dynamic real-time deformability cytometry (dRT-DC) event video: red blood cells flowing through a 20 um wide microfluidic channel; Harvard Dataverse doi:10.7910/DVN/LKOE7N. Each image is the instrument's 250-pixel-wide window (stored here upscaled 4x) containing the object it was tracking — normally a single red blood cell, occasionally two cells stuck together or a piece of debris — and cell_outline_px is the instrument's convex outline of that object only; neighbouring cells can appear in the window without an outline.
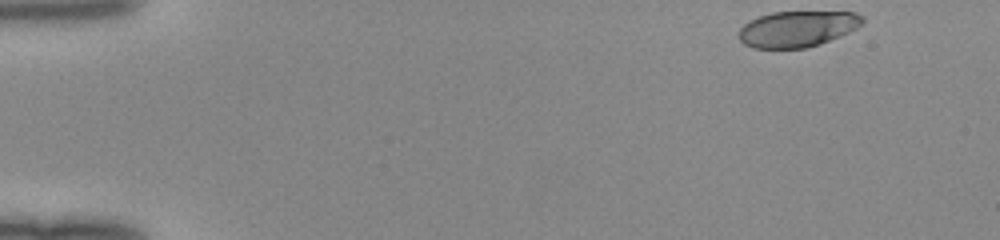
{"species": "human", "species_latin": "Homo sapiens", "temperature_condition": "room temperature", "stored_images_in_passage": 46, "camera_frame_rate_fps": 3000, "um_per_image_px": 0.085, "donor": {"sex": "female"}, "frame": {"image": 1, "passage_image": 1, "time_ms": 0.0, "image_size_px": [1000, 240], "cell_outline_px": [[864, 20], [856, 28], [840, 36], [820, 44], [804, 48], [752, 48], [744, 44], [740, 40], [740, 28], [744, 24], [760, 16], [772, 12], [856, 12], [864, 16]], "centroid_in_image_um": [67.79, 2.46], "position_along_channel_um": 17.2, "area_um2": 25.72}}
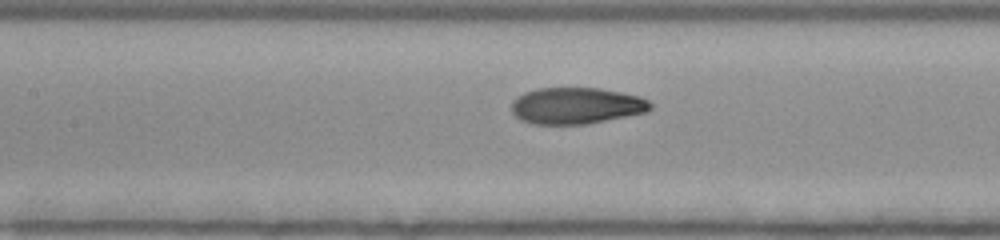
{"frame": {"image": 2, "passage_image": 20, "time_ms": 6.333, "image_size_px": [1000, 240], "cell_outline_px": [[652, 108], [648, 112], [584, 124], [532, 124], [520, 120], [512, 112], [512, 100], [516, 96], [524, 92], [536, 88], [600, 88], [640, 96], [648, 100], [652, 104]], "centroid_in_image_um": [48.97, 8.98], "position_along_channel_um": 158.4, "area_um2": 29.65}}
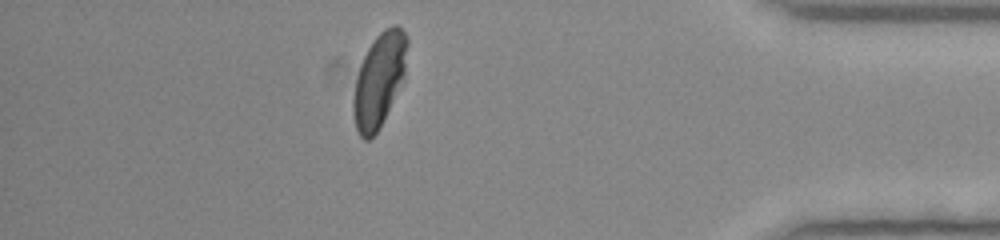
{"frame": {"image": 3, "passage_image": 40, "time_ms": 13.0, "image_size_px": [1000, 240], "cell_outline_px": [[408, 44], [404, 80], [380, 128], [368, 140], [364, 140], [360, 136], [356, 128], [352, 112], [352, 100], [356, 80], [360, 64], [368, 48], [376, 36], [384, 28], [392, 24], [396, 24], [404, 32], [408, 40]], "centroid_in_image_um": [32.24, 6.79], "position_along_channel_um": 403.0, "area_um2": 29.71}}